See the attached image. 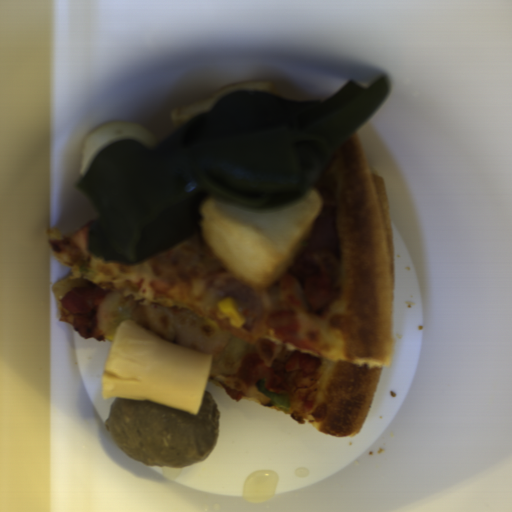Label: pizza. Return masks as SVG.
<instances>
[{"label":"pizza","mask_w":512,"mask_h":512,"mask_svg":"<svg viewBox=\"0 0 512 512\" xmlns=\"http://www.w3.org/2000/svg\"><path fill=\"white\" fill-rule=\"evenodd\" d=\"M321 211L298 256L265 288L235 278L201 230L135 263L89 253L91 224L47 243L70 271L53 283L58 319L81 339L113 344L132 320L148 334L210 355L208 383L322 433L362 426L393 348L392 219L385 180L371 172L356 132L311 186ZM232 297L247 322L217 303ZM287 395L282 411L255 388Z\"/></svg>","instance_id":"obj_1"}]
</instances>
